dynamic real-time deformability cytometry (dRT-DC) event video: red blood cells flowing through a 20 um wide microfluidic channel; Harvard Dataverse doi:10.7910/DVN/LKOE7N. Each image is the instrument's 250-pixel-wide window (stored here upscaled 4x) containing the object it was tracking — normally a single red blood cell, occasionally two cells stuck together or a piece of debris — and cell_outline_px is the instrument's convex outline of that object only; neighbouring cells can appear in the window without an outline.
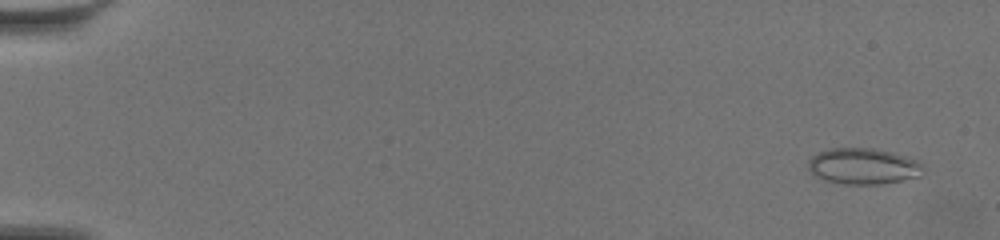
{"species": "common noctule bat (a hibernating species)", "species_latin": "Nyctalus noctula", "temperature_condition": "warm", "stored_images_in_passage": 22, "camera_frame_rate_fps": 3000, "um_per_image_px": 0.085, "animal": {"sex": "female", "body_mass_g": 19.5, "forearm_length_mm": 54.1}, "frame": {"image": 1, "passage_image": 4, "time_ms": 1.0, "image_size_px": [1000, 240], "cell_outline_px": [[924, 172], [920, 176], [880, 184], [844, 184], [824, 180], [808, 172], [808, 160], [812, 156], [820, 152], [832, 148], [872, 148], [904, 156], [916, 160], [920, 164]], "centroid_in_image_um": [73.32, 14.14], "position_along_channel_um": 11.7, "area_um2": 23.93}}
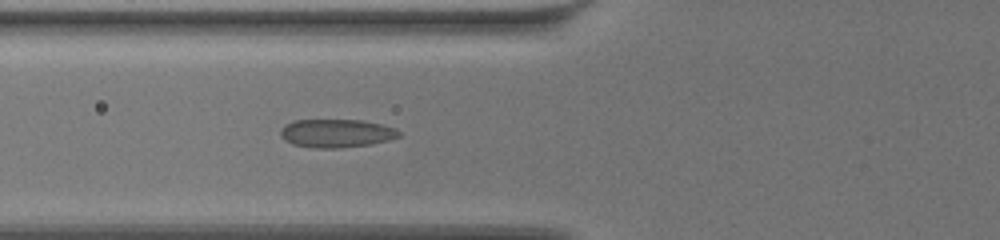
{"frame": {"image": 2, "passage_image": 21, "time_ms": 6.667, "image_size_px": [1000, 240], "cell_outline_px": [[400, 136], [388, 140], [372, 144], [336, 148], [312, 148], [292, 144], [284, 140], [280, 136], [280, 128], [284, 124], [292, 120], [360, 120], [380, 124], [392, 128], [400, 132]], "centroid_in_image_um": [28.51, 11.33], "position_along_channel_um": 97.3, "area_um2": 19.59}}
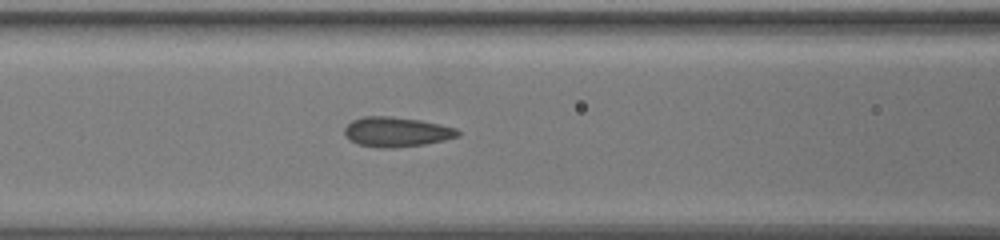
{"frame": {"image": 3, "passage_image": 22, "time_ms": 7.0, "image_size_px": [1000, 240], "cell_outline_px": [[460, 136], [444, 140], [424, 144], [392, 148], [376, 148], [360, 144], [344, 136], [344, 128], [352, 120], [364, 116], [388, 116], [420, 120], [440, 124], [456, 128], [460, 132]], "centroid_in_image_um": [33.7, 11.21], "position_along_channel_um": 132.9, "area_um2": 19.65}}